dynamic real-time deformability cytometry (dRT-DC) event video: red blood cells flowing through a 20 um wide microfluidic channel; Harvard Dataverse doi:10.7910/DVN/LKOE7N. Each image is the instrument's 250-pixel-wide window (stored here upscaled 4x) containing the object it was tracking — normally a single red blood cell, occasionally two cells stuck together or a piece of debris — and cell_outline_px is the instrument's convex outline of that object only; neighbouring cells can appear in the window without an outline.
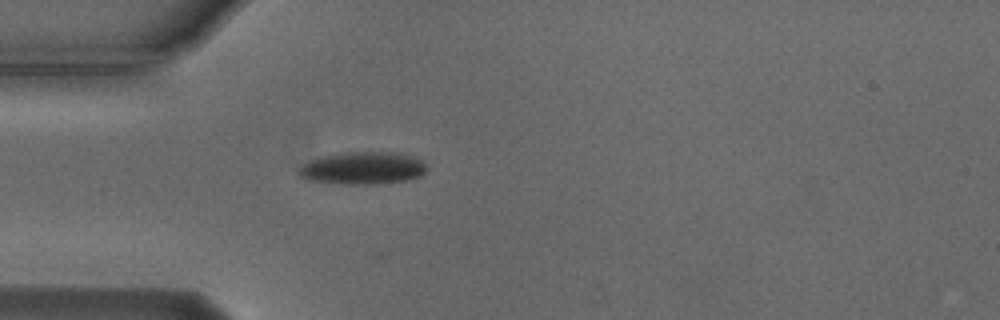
{"species": "Egyptian fruit bat (a non-hibernating species)", "species_latin": "Rousettus aegyptiacus", "temperature_condition": "cold", "stored_images_in_passage": 22, "camera_frame_rate_fps": 3000, "um_per_image_px": 0.085, "animal": {"sex": "male"}, "frame": {"image": 1, "passage_image": 3, "time_ms": 0.667, "image_size_px": [1000, 320], "cell_outline_px": [[424, 172], [420, 176], [404, 180], [372, 184], [348, 184], [308, 180], [300, 176], [296, 172], [304, 164], [312, 160], [324, 156], [344, 152], [400, 152], [412, 156], [420, 160], [424, 164]], "centroid_in_image_um": [30.82, 14.28], "position_along_channel_um": 54.2, "area_um2": 23.81}}
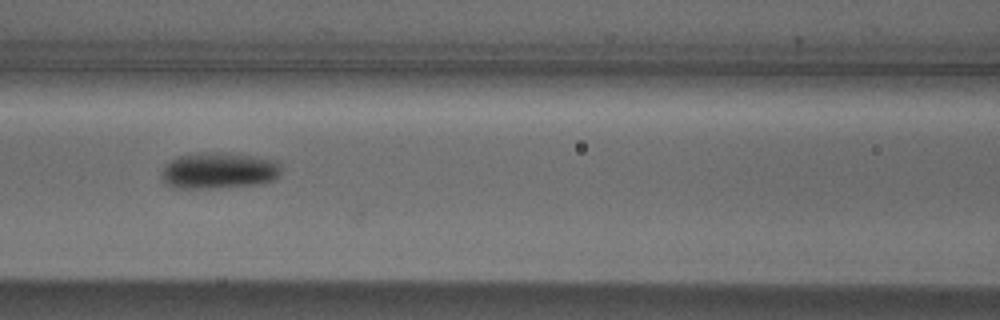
{"frame": {"image": 2, "passage_image": 11, "time_ms": 3.333, "image_size_px": [1000, 320], "cell_outline_px": [[280, 172], [272, 180], [256, 184], [216, 188], [176, 188], [164, 184], [164, 168], [176, 156], [200, 152], [220, 152], [252, 156], [276, 160], [280, 164]], "centroid_in_image_um": [18.59, 14.49], "position_along_channel_um": 148.0, "area_um2": 25.03}}
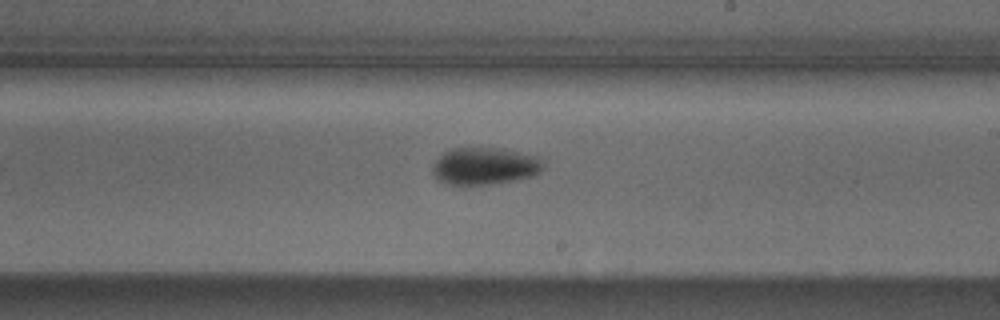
{"frame": {"image": 3, "passage_image": 19, "time_ms": 6.0, "image_size_px": [1000, 320], "cell_outline_px": [[544, 168], [540, 172], [532, 176], [516, 180], [488, 184], [452, 184], [440, 180], [432, 172], [432, 168], [436, 160], [444, 152], [452, 148], [496, 148], [540, 156], [544, 164]], "centroid_in_image_um": [41.25, 14.1], "position_along_channel_um": 247.8, "area_um2": 23.76}}